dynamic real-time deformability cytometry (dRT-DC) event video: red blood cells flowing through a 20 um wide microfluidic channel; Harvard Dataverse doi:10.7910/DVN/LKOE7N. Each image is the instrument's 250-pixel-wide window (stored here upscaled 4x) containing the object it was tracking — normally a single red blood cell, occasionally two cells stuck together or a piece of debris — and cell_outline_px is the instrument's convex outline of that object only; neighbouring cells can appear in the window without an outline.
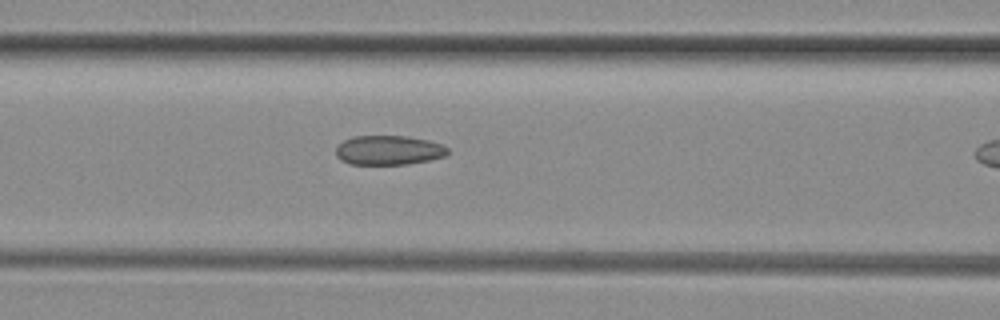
{"species": "common noctule bat (a hibernating species)", "species_latin": "Nyctalus noctula", "temperature_condition": "room temperature", "stored_images_in_passage": 7, "camera_frame_rate_fps": 3000, "um_per_image_px": 0.085, "animal": {"sex": "female", "body_mass_g": 29.2, "forearm_length_mm": 56.3}, "frame": {"image": 1, "passage_image": 6, "time_ms": 1.667, "image_size_px": [1000, 320], "cell_outline_px": [[448, 156], [408, 164], [348, 164], [340, 160], [336, 156], [336, 148], [344, 140], [352, 136], [404, 136], [428, 140], [440, 144], [448, 148]], "centroid_in_image_um": [33.02, 12.77], "position_along_channel_um": 133.6, "area_um2": 19.19}}